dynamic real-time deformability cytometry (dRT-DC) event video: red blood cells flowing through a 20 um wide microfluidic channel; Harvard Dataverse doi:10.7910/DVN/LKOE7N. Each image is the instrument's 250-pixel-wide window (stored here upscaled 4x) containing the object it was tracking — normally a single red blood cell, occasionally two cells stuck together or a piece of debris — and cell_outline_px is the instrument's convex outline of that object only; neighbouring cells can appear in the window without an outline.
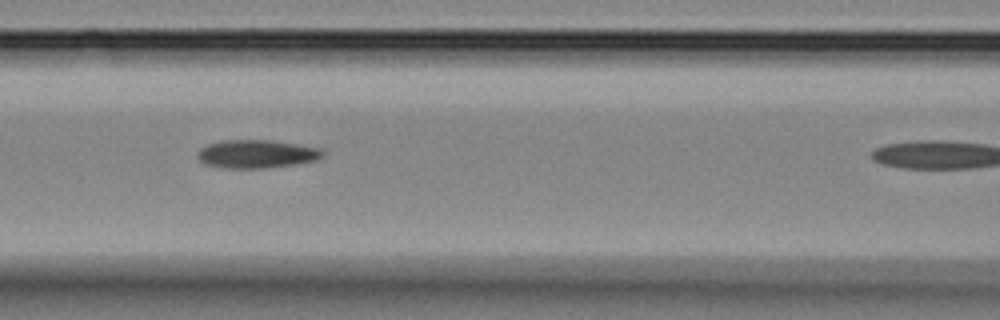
{"species": "Egyptian fruit bat (a non-hibernating species)", "species_latin": "Rousettus aegyptiacus", "temperature_condition": "room temperature", "stored_images_in_passage": 11, "camera_frame_rate_fps": 3000, "um_per_image_px": 0.085, "animal": {"sex": "female"}, "frame": {"image": 1, "passage_image": 5, "time_ms": 5.333, "image_size_px": [1000, 320], "cell_outline_px": [[324, 156], [316, 160], [296, 164], [264, 168], [224, 168], [204, 164], [196, 156], [196, 152], [200, 148], [208, 144], [220, 140], [272, 140], [320, 148], [324, 152]], "centroid_in_image_um": [21.78, 13.08], "position_along_channel_um": 144.8, "area_um2": 20.75}}
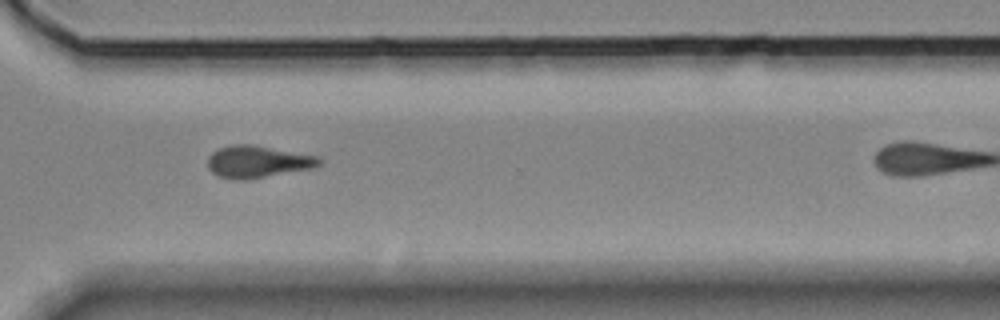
{"frame": {"image": 2, "passage_image": 10, "time_ms": 11.0, "image_size_px": [1000, 320], "cell_outline_px": [[320, 164], [312, 168], [244, 180], [236, 180], [220, 176], [212, 172], [208, 168], [208, 156], [212, 152], [220, 148], [232, 144], [252, 144], [320, 156]], "centroid_in_image_um": [21.89, 13.73], "position_along_channel_um": 348.7, "area_um2": 20.75}}